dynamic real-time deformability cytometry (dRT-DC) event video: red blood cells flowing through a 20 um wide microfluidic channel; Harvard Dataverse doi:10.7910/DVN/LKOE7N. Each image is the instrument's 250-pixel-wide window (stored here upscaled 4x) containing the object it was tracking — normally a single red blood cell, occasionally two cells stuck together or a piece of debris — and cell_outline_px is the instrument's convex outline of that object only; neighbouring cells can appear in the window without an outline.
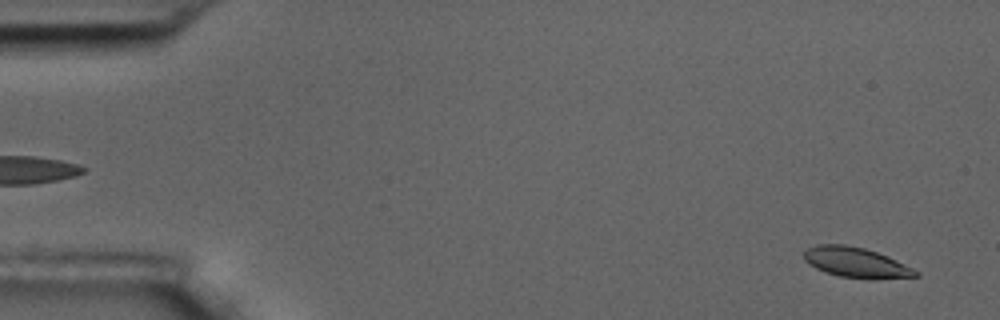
{"species": "common noctule bat (a hibernating species)", "species_latin": "Nyctalus noctula", "temperature_condition": "room temperature", "stored_images_in_passage": 58, "camera_frame_rate_fps": 3000, "um_per_image_px": 0.085, "animal": {"sex": "male", "body_mass_g": 17.5, "forearm_length_mm": 52.3}, "frame": {"image": 1, "passage_image": 3, "time_ms": 0.667, "image_size_px": [1000, 320], "cell_outline_px": [[920, 276], [872, 280], [840, 276], [824, 272], [808, 264], [804, 260], [804, 252], [808, 248], [816, 244], [844, 244], [864, 248], [888, 256], [920, 272]], "centroid_in_image_um": [72.77, 22.32], "position_along_channel_um": 12.2, "area_um2": 19.83}}
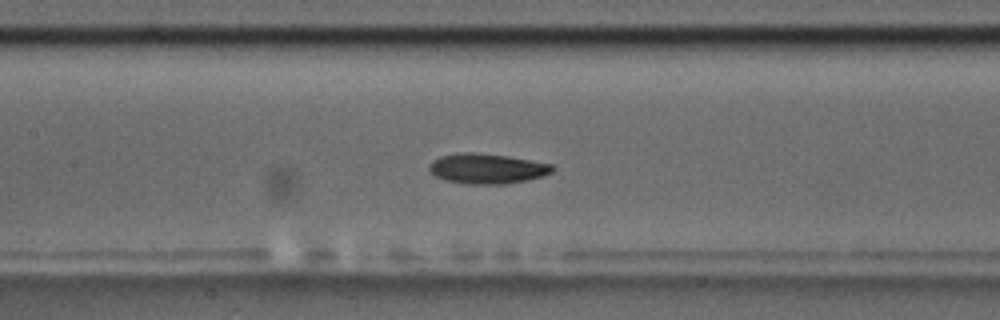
{"frame": {"image": 2, "passage_image": 27, "time_ms": 8.667, "image_size_px": [1000, 320], "cell_outline_px": [[556, 168], [552, 172], [544, 176], [528, 180], [504, 184], [468, 184], [444, 180], [436, 176], [428, 168], [428, 164], [432, 160], [440, 156], [460, 152], [476, 152], [508, 156], [552, 164]], "centroid_in_image_um": [41.4, 14.33], "position_along_channel_um": 166.0, "area_um2": 21.85}}
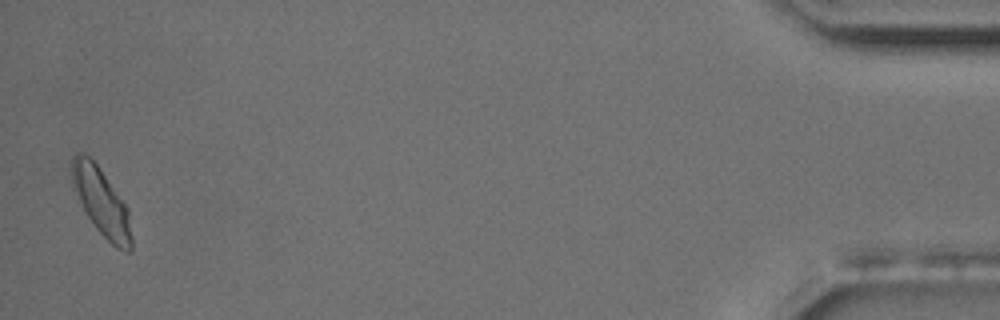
{"frame": {"image": 3, "passage_image": 57, "time_ms": 18.667, "image_size_px": [1000, 320], "cell_outline_px": [[132, 252], [124, 252], [116, 248], [96, 228], [88, 216], [72, 188], [72, 156], [76, 152], [84, 152], [96, 164], [128, 208], [132, 236]], "centroid_in_image_um": [8.63, 17.19], "position_along_channel_um": 426.6, "area_um2": 23.24}, "authors_computed_cell_mechanics": {"area_um2": 20.7213, "velocity_mm_per_s": 3.4918, "shape_relaxation_time_tau1_ms": 2.2534, "shape_relaxation_time_tau2_ms": 2.8163, "deformation_change_tau1": 0.1141, "deformation_change_tau2": 0.0738}}